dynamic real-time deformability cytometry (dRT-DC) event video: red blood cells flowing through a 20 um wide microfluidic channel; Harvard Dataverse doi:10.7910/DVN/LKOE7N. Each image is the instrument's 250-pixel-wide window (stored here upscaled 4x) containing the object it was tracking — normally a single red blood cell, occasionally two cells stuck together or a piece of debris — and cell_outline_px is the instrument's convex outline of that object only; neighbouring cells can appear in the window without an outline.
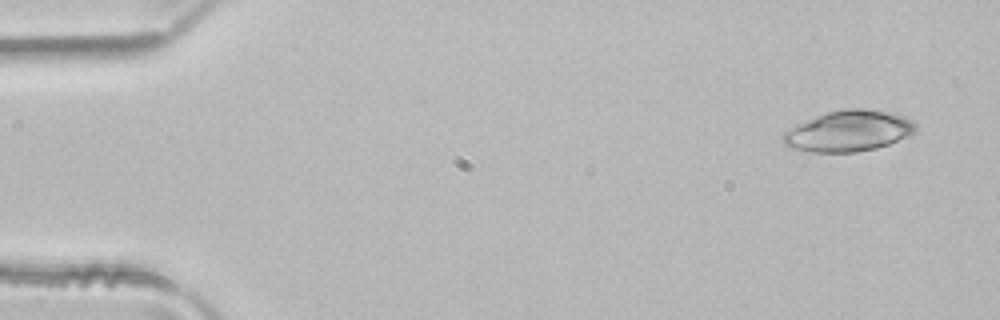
{"species": "common noctule bat (a hibernating species)", "species_latin": "Nyctalus noctula", "temperature_condition": "room temperature", "stored_images_in_passage": 3, "camera_frame_rate_fps": 3000, "um_per_image_px": 0.085, "animal": {"sex": "male", "body_mass_g": 21.5, "forearm_length_mm": 52.0}, "frame": {"image": 1, "passage_image": 1, "time_ms": 0.0, "image_size_px": [1000, 320], "cell_outline_px": [[916, 132], [888, 144], [876, 148], [856, 152], [812, 152], [792, 148], [784, 144], [780, 136], [784, 132], [796, 124], [816, 116], [828, 112], [844, 108], [868, 108], [892, 112], [904, 116], [912, 120], [916, 124]], "centroid_in_image_um": [72.13, 11.12], "position_along_channel_um": 12.9, "area_um2": 31.79}}